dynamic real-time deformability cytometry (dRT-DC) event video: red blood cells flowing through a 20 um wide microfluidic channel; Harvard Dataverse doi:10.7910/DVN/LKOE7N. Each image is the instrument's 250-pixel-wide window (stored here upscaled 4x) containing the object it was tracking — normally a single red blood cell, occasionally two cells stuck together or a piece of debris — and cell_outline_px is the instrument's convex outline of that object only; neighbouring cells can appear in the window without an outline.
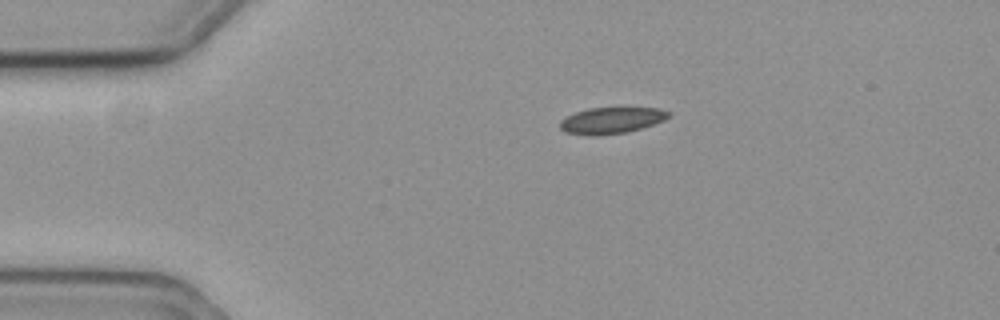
{"species": "common noctule bat (a hibernating species)", "species_latin": "Nyctalus noctula", "temperature_condition": "cold", "stored_images_in_passage": 47, "camera_frame_rate_fps": 3000, "um_per_image_px": 0.085, "animal": {"sex": "female", "body_mass_g": 19.3, "forearm_length_mm": 54.1}, "frame": {"image": 1, "passage_image": 1, "time_ms": 0.0, "image_size_px": [1000, 320], "cell_outline_px": [[672, 112], [664, 120], [628, 132], [596, 136], [588, 136], [564, 132], [560, 128], [560, 120], [576, 112], [588, 108], [660, 108]], "centroid_in_image_um": [51.95, 10.24], "position_along_channel_um": 33.1, "area_um2": 16.65}}
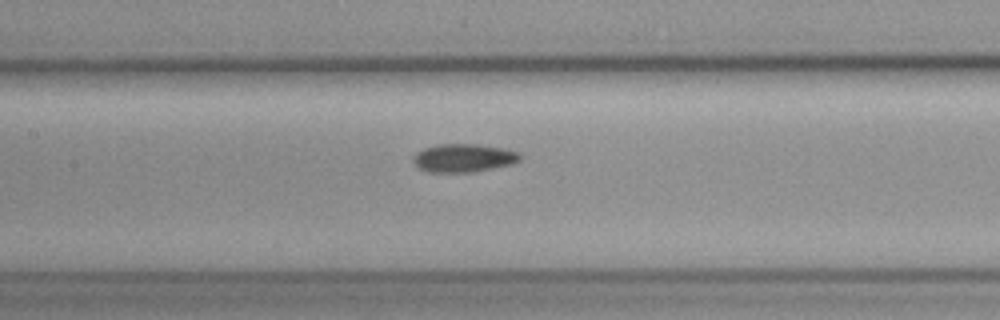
{"frame": {"image": 2, "passage_image": 16, "time_ms": 5.0, "image_size_px": [1000, 320], "cell_outline_px": [[520, 160], [512, 164], [472, 172], [428, 172], [416, 168], [412, 160], [412, 156], [416, 152], [424, 148], [436, 144], [480, 144], [504, 148], [520, 152]], "centroid_in_image_um": [39.36, 13.42], "position_along_channel_um": 168.0, "area_um2": 17.86}}
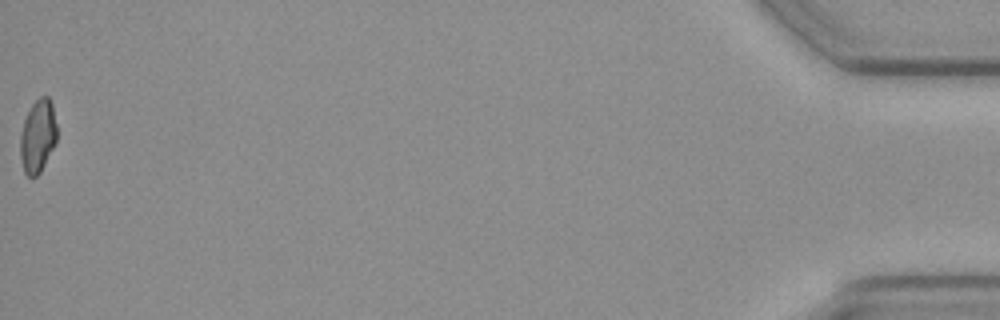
{"frame": {"image": 3, "passage_image": 47, "time_ms": 15.333, "image_size_px": [1000, 320], "cell_outline_px": [[56, 144], [40, 172], [36, 176], [28, 176], [24, 172], [20, 156], [20, 136], [24, 120], [32, 104], [40, 96], [48, 96], [52, 104], [56, 124]], "centroid_in_image_um": [3.21, 11.58], "position_along_channel_um": 432.0, "area_um2": 15.55}, "authors_computed_cell_mechanics": {"area_um2": 16.473, "velocity_mm_per_s": 3.6079, "shape_relaxation_time_tau1_ms": 3.4677, "shape_relaxation_time_tau2_ms": 6.2415, "deformation_change_tau1": 0.0781, "deformation_change_tau2": 0.1054}}